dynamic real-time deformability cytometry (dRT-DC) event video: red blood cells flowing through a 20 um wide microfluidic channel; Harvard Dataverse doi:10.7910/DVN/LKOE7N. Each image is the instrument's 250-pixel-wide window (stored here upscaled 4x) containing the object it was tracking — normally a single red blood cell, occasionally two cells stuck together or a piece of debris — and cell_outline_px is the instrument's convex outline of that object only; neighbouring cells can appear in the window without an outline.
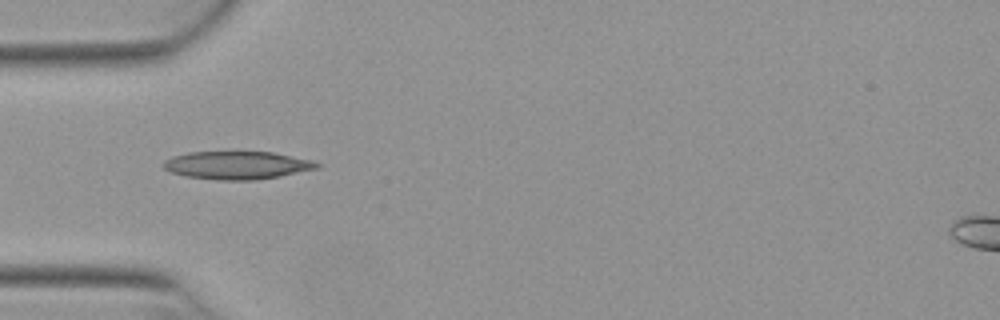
{"species": "Egyptian fruit bat (a non-hibernating species)", "species_latin": "Rousettus aegyptiacus", "temperature_condition": "warm", "stored_images_in_passage": 31, "camera_frame_rate_fps": 3000, "um_per_image_px": 0.085, "animal": {"sex": "female"}, "frame": {"image": 1, "passage_image": 1, "time_ms": 0.0, "image_size_px": [1000, 320], "cell_outline_px": [[320, 168], [280, 176], [256, 180], [216, 180], [184, 176], [172, 172], [164, 168], [160, 164], [164, 160], [172, 156], [188, 152], [272, 152], [312, 160], [320, 164]], "centroid_in_image_um": [20.13, 14.05], "position_along_channel_um": 64.9, "area_um2": 25.14}}
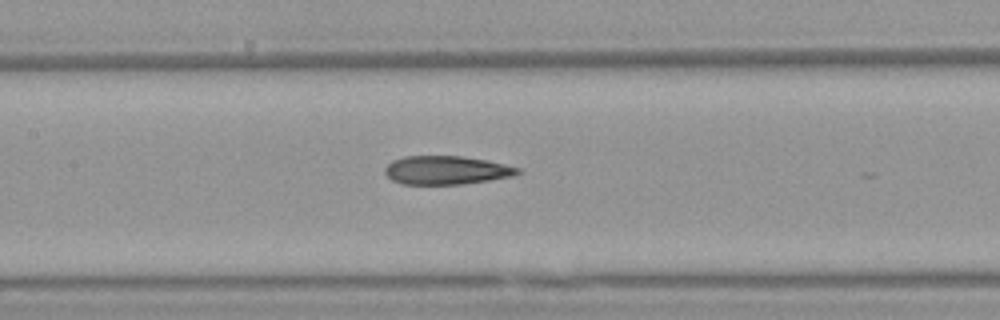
{"frame": {"image": 2, "passage_image": 9, "time_ms": 2.667, "image_size_px": [1000, 320], "cell_outline_px": [[520, 172], [512, 176], [488, 180], [460, 184], [400, 184], [392, 180], [384, 172], [384, 168], [392, 160], [404, 156], [460, 156], [484, 160], [504, 164], [520, 168]], "centroid_in_image_um": [37.88, 14.46], "position_along_channel_um": 169.5, "area_um2": 21.91}}
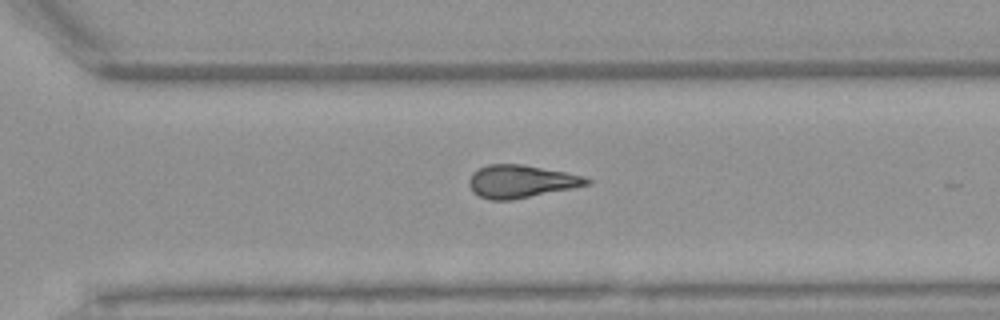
{"frame": {"image": 3, "passage_image": 21, "time_ms": 6.667, "image_size_px": [1000, 320], "cell_outline_px": [[592, 184], [512, 200], [488, 200], [472, 192], [468, 184], [468, 180], [472, 172], [488, 164], [524, 164], [584, 176], [592, 180]], "centroid_in_image_um": [44.27, 15.42], "position_along_channel_um": 326.3, "area_um2": 22.6}, "authors_computed_cell_mechanics": {"area_um2": 22.253, "velocity_mm_per_s": 3.9316, "shape_relaxation_time_tau1_ms": null, "shape_relaxation_time_tau2_ms": 4.637, "deformation_change_tau1": null, "deformation_change_tau2": 0.1473}}